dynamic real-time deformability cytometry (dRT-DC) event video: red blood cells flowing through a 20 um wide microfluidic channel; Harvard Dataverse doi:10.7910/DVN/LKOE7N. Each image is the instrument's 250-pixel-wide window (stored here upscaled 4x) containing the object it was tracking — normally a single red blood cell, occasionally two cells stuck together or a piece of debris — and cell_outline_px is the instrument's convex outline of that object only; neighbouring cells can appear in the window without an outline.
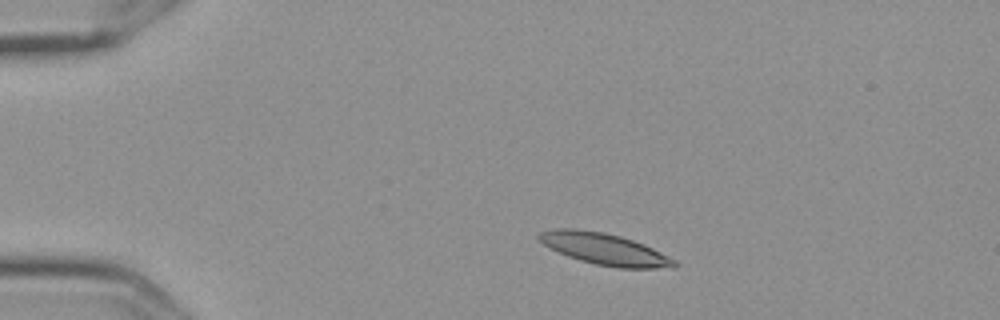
{"species": "Egyptian fruit bat (a non-hibernating species)", "species_latin": "Rousettus aegyptiacus", "temperature_condition": "cold", "stored_images_in_passage": 4, "camera_frame_rate_fps": 3000, "um_per_image_px": 0.085, "frame": {"image": 1, "passage_image": 1, "time_ms": 0.0, "image_size_px": [1000, 320], "cell_outline_px": [[680, 264], [676, 268], [616, 268], [596, 264], [580, 260], [568, 256], [548, 248], [536, 236], [540, 232], [556, 228], [572, 228], [604, 232], [620, 236], [644, 244], [676, 260]], "centroid_in_image_um": [51.41, 21.17], "position_along_channel_um": 33.6, "area_um2": 24.97}}
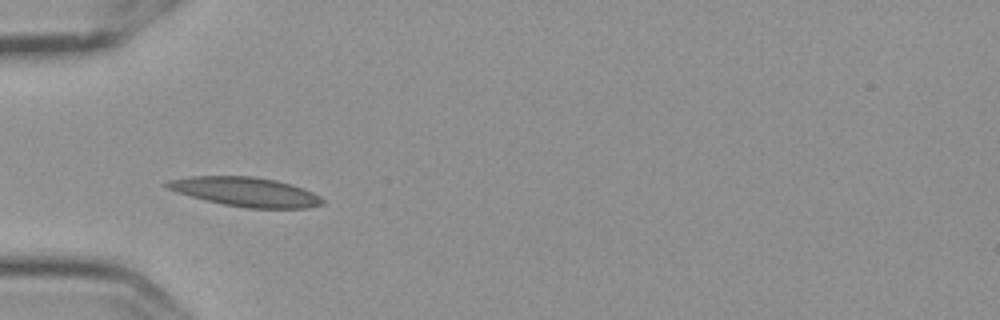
{"frame": {"image": 2, "passage_image": 3, "time_ms": 0.667, "image_size_px": [1000, 320], "cell_outline_px": [[324, 204], [308, 208], [248, 208], [224, 204], [176, 192], [164, 188], [160, 184], [168, 180], [192, 176], [252, 176], [276, 180], [292, 184], [304, 188], [320, 196], [324, 200]], "centroid_in_image_um": [20.87, 16.29], "position_along_channel_um": 64.1, "area_um2": 26.59}}
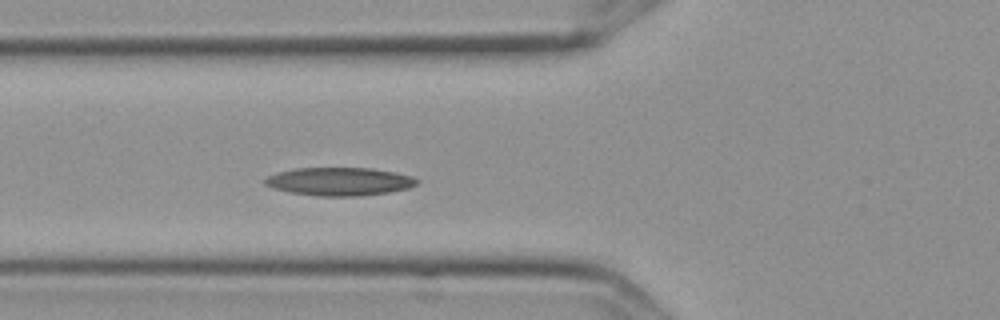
{"frame": {"image": 3, "passage_image": 4, "time_ms": 1.0, "image_size_px": [1000, 320], "cell_outline_px": [[420, 180], [416, 184], [408, 188], [388, 192], [364, 196], [316, 196], [288, 192], [272, 188], [264, 184], [264, 180], [268, 176], [280, 172], [296, 168], [372, 168], [396, 172], [412, 176]], "centroid_in_image_um": [28.86, 15.43], "position_along_channel_um": 96.9, "area_um2": 25.03}}